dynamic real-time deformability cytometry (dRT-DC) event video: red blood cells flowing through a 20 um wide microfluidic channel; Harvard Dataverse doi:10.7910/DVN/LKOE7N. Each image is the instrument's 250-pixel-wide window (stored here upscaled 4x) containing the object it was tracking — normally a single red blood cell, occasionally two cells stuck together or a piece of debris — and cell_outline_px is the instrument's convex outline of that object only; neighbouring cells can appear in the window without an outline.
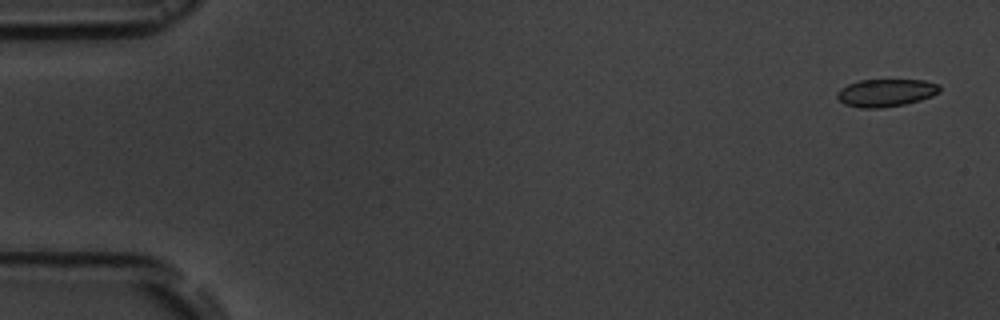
{"species": "common noctule bat (a hibernating species)", "species_latin": "Nyctalus noctula", "temperature_condition": "room temperature", "stored_images_in_passage": 6, "camera_frame_rate_fps": 3000, "um_per_image_px": 0.085, "animal": {"sex": "male", "body_mass_g": 19.5, "forearm_length_mm": 54.6}, "frame": {"image": 1, "passage_image": 1, "time_ms": 0.0, "image_size_px": [1000, 320], "cell_outline_px": [[940, 92], [932, 96], [920, 100], [904, 104], [880, 108], [860, 108], [844, 104], [836, 96], [836, 92], [840, 88], [848, 84], [860, 80], [924, 80], [940, 84]], "centroid_in_image_um": [75.3, 7.88], "position_along_channel_um": 9.7, "area_um2": 16.59}}